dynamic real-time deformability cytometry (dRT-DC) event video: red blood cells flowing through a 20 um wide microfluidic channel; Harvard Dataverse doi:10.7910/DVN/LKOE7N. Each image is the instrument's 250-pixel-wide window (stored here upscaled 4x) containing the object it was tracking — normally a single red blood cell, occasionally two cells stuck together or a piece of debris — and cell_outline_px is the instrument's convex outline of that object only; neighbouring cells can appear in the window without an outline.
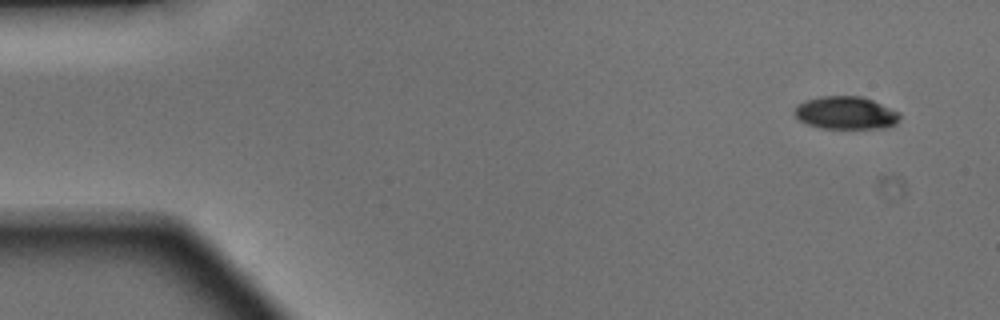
{"species": "Egyptian fruit bat (a non-hibernating species)", "species_latin": "Rousettus aegyptiacus", "temperature_condition": "warm", "stored_images_in_passage": 46, "camera_frame_rate_fps": 3000, "um_per_image_px": 0.085, "animal": {"sex": "male"}, "frame": {"image": 1, "passage_image": 1, "time_ms": 0.0, "image_size_px": [1000, 320], "cell_outline_px": [[900, 120], [896, 124], [888, 128], [820, 128], [808, 124], [800, 120], [792, 112], [804, 100], [820, 96], [860, 96], [872, 100], [900, 112]], "centroid_in_image_um": [71.92, 9.6], "position_along_channel_um": 13.1, "area_um2": 20.17}}
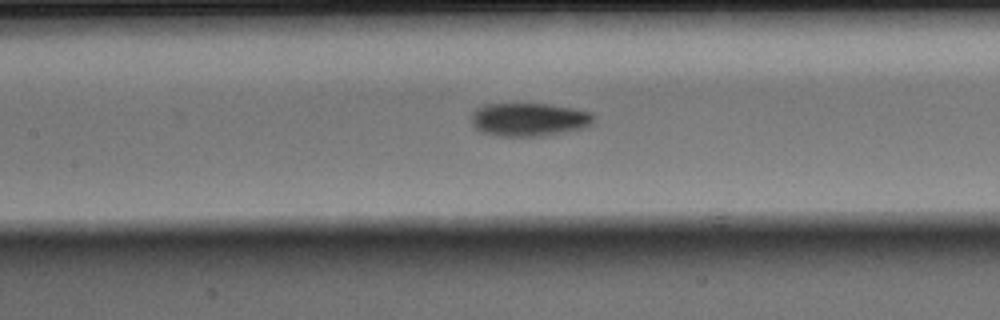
{"frame": {"image": 2, "passage_image": 20, "time_ms": 6.333, "image_size_px": [1000, 320], "cell_outline_px": [[596, 116], [592, 124], [584, 128], [568, 132], [540, 136], [500, 136], [484, 132], [476, 128], [472, 124], [472, 112], [476, 108], [484, 104], [552, 104], [592, 112]], "centroid_in_image_um": [45.02, 10.15], "position_along_channel_um": 162.4, "area_um2": 23.93}}
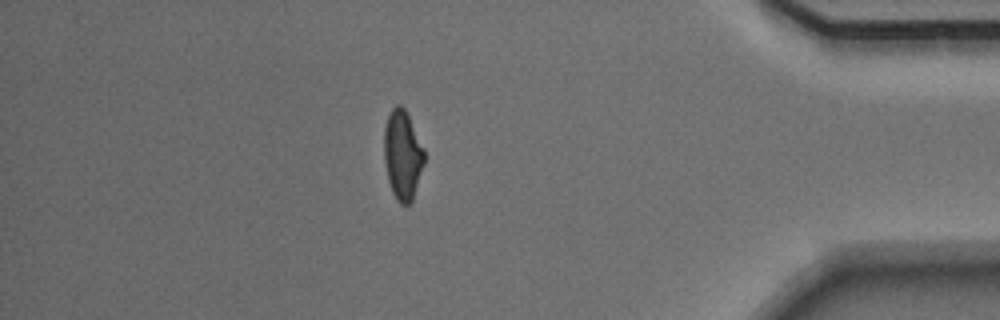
{"frame": {"image": 3, "passage_image": 40, "time_ms": 13.0, "image_size_px": [1000, 320], "cell_outline_px": [[424, 164], [412, 200], [408, 204], [400, 204], [396, 200], [392, 192], [388, 180], [384, 160], [384, 128], [388, 112], [396, 104], [400, 104], [404, 108], [424, 148]], "centroid_in_image_um": [34.2, 13.16], "position_along_channel_um": 401.0, "area_um2": 20.92}, "authors_computed_cell_mechanics": {"area_um2": 21.8195, "velocity_mm_per_s": 4.1608, "shape_relaxation_time_tau1_ms": 2.7737, "shape_relaxation_time_tau2_ms": 3.1797, "deformation_change_tau1": 0.1303, "deformation_change_tau2": 0.0895}}